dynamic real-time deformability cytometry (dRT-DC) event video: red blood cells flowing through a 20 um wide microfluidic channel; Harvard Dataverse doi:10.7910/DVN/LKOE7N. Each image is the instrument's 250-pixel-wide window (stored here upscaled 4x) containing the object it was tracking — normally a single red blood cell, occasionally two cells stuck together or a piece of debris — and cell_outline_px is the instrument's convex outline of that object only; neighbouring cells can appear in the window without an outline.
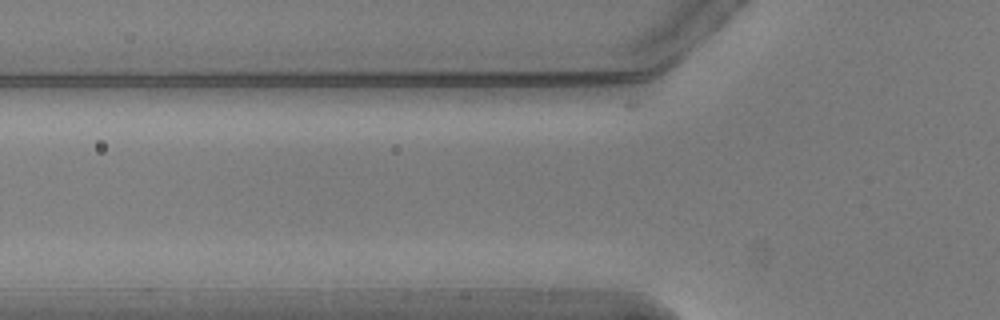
{"species": "common noctule bat (a hibernating species)", "species_latin": "Nyctalus noctula", "temperature_condition": "warm", "stored_images_in_passage": 3, "camera_frame_rate_fps": 3000, "um_per_image_px": 0.085, "animal": {"sex": "male", "body_mass_g": 20.5, "forearm_length_mm": 52.5}, "frame": {"image": 1, "passage_image": 3, "time_ms": 0.667, "image_size_px": [1000, 320], "cell_outline_px": [[676, 60], [672, 64], [660, 72], [648, 76], [628, 80], [476, 80], [476, 76], [484, 72], [676, 56]], "centroid_in_image_um": [49.83, 6.04], "position_along_channel_um": 76.0, "area_um2": 20.17}}